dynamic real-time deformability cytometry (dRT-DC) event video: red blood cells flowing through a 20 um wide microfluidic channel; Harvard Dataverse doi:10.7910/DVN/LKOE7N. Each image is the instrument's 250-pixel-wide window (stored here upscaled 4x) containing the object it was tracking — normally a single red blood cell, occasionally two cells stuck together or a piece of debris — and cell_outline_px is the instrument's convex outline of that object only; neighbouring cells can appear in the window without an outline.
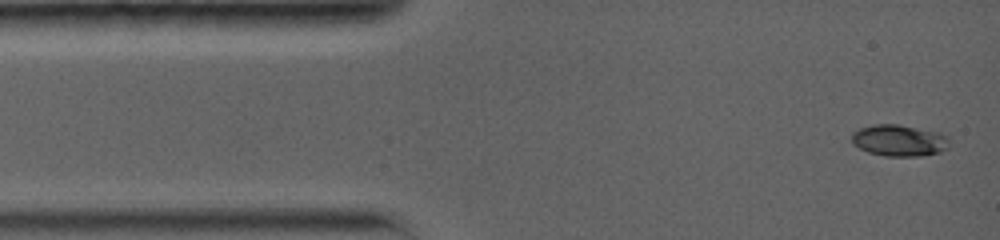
{"species": "common noctule bat (a hibernating species)", "species_latin": "Nyctalus noctula", "temperature_condition": "warm", "stored_images_in_passage": 22, "camera_frame_rate_fps": 5000, "um_per_image_px": 0.085, "animal": {"sex": "female", "body_mass_g": 19.0, "forearm_length_mm": 56.7}, "frame": {"image": 1, "passage_image": 1, "time_ms": 0.0, "image_size_px": [1000, 240], "cell_outline_px": [[948, 148], [940, 152], [920, 156], [884, 156], [868, 152], [852, 144], [852, 132], [860, 128], [872, 124], [900, 124], [940, 132], [948, 136]], "centroid_in_image_um": [76.43, 11.93], "position_along_channel_um": 8.6, "area_um2": 18.15}}
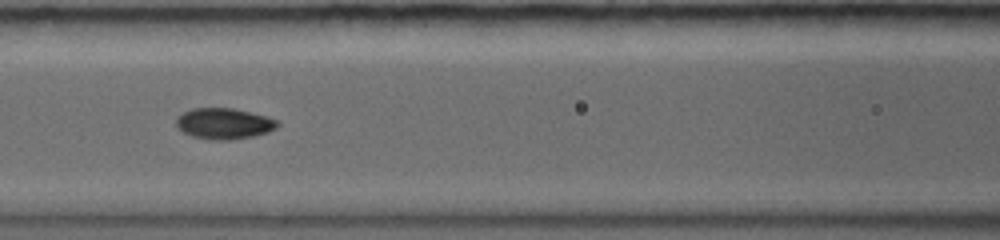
{"frame": {"image": 2, "passage_image": 11, "time_ms": 5.4, "image_size_px": [1000, 240], "cell_outline_px": [[280, 124], [276, 128], [268, 132], [252, 136], [232, 140], [208, 140], [192, 136], [184, 132], [176, 124], [176, 116], [192, 108], [232, 108], [264, 116], [276, 120]], "centroid_in_image_um": [19.02, 10.51], "position_along_channel_um": 147.6, "area_um2": 18.15}}
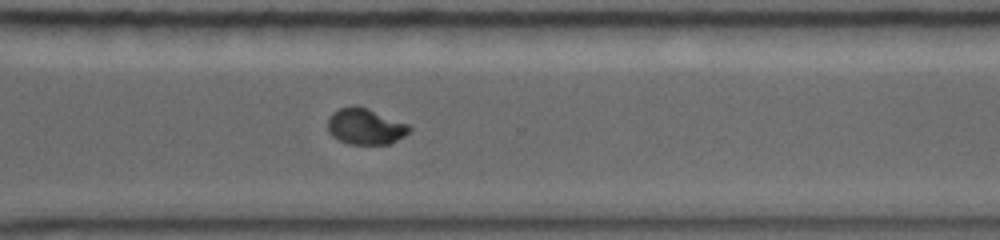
{"frame": {"image": 3, "passage_image": 22, "time_ms": 10.4, "image_size_px": [1000, 240], "cell_outline_px": [[412, 128], [404, 136], [388, 144], [348, 144], [332, 136], [328, 128], [328, 116], [332, 112], [340, 108], [352, 104], [356, 104], [368, 108], [408, 124]], "centroid_in_image_um": [31.03, 10.72], "position_along_channel_um": 339.6, "area_um2": 17.22}}